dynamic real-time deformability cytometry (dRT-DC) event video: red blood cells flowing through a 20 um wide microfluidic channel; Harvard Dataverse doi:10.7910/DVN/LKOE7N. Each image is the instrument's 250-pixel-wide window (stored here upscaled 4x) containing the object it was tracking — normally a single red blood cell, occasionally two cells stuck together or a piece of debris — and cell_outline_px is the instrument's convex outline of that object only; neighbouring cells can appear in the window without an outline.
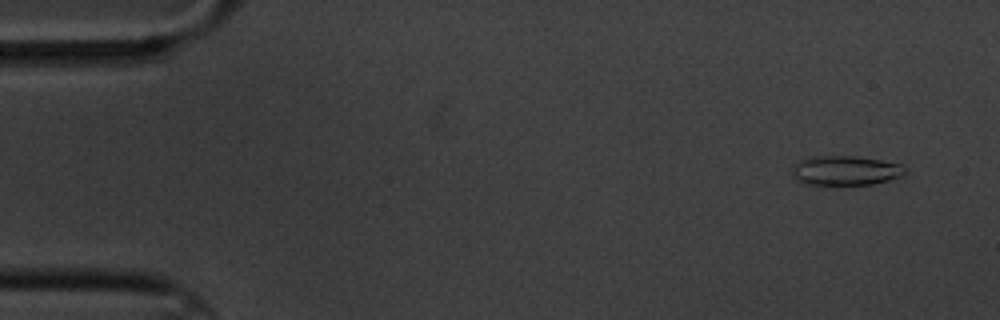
{"species": "common noctule bat (a hibernating species)", "species_latin": "Nyctalus noctula", "temperature_condition": "cold", "stored_images_in_passage": 5, "camera_frame_rate_fps": 3000, "um_per_image_px": 0.085, "animal": {"sex": "male", "body_mass_g": 20.1, "forearm_length_mm": 53.5}, "frame": {"image": 1, "passage_image": 1, "time_ms": 0.0, "image_size_px": [1000, 320], "cell_outline_px": [[908, 172], [900, 176], [888, 180], [872, 184], [836, 188], [832, 188], [804, 184], [796, 180], [792, 176], [792, 168], [796, 160], [808, 156], [852, 156], [880, 160], [900, 164]], "centroid_in_image_um": [71.75, 14.55], "position_along_channel_um": 13.2, "area_um2": 20.52}}